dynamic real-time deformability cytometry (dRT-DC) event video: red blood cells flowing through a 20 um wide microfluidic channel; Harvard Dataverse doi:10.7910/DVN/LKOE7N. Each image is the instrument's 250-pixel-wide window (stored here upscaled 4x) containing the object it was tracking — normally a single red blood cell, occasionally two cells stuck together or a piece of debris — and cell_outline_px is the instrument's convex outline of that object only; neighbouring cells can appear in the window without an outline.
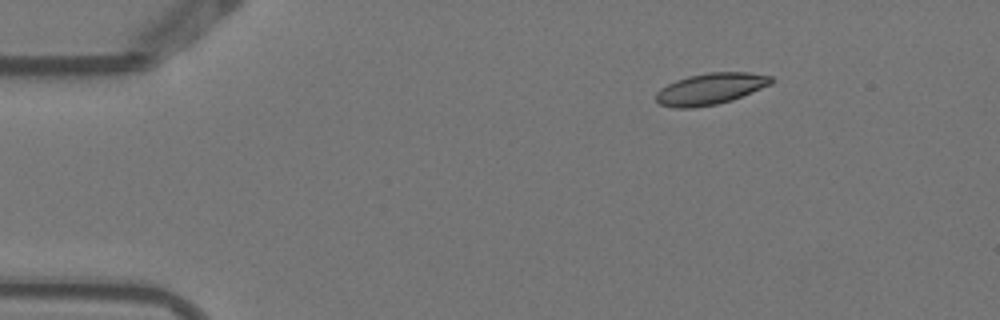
{"species": "Egyptian fruit bat (a non-hibernating species)", "species_latin": "Rousettus aegyptiacus", "temperature_condition": "warm", "stored_images_in_passage": 3, "camera_frame_rate_fps": 3000, "um_per_image_px": 0.085, "animal": {"sex": "female"}, "frame": {"image": 1, "passage_image": 1, "time_ms": 0.0, "image_size_px": [1000, 320], "cell_outline_px": [[776, 80], [772, 84], [732, 100], [716, 104], [692, 108], [676, 108], [660, 104], [656, 100], [656, 92], [660, 88], [676, 80], [688, 76], [708, 72], [748, 72], [772, 76]], "centroid_in_image_um": [60.41, 7.54], "position_along_channel_um": 24.6, "area_um2": 21.15}}